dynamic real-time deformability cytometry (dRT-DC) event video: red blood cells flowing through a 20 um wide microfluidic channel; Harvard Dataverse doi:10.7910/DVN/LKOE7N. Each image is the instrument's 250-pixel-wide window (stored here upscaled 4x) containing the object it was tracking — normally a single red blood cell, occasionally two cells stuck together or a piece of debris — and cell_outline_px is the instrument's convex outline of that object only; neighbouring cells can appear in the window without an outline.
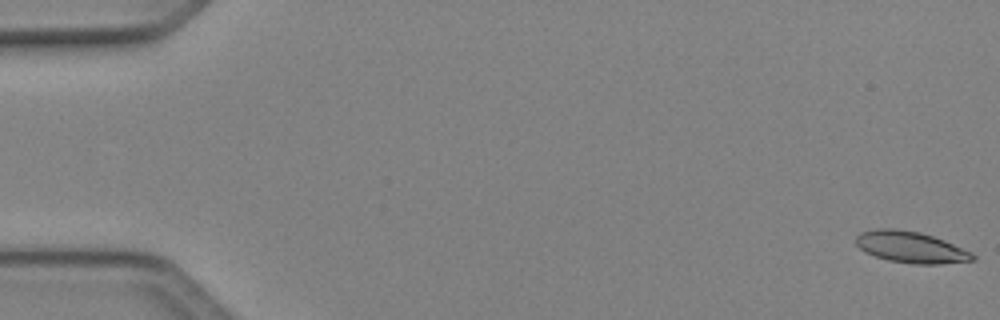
{"species": "Egyptian fruit bat (a non-hibernating species)", "species_latin": "Rousettus aegyptiacus", "temperature_condition": "cold", "stored_images_in_passage": 51, "camera_frame_rate_fps": 3000, "um_per_image_px": 0.085, "animal": {"sex": "female"}, "frame": {"image": 1, "passage_image": 1, "time_ms": 0.0, "image_size_px": [1000, 320], "cell_outline_px": [[976, 260], [940, 264], [912, 264], [888, 260], [864, 252], [856, 244], [856, 236], [860, 232], [876, 228], [896, 228], [920, 232], [944, 240], [972, 252], [976, 256]], "centroid_in_image_um": [77.42, 21.0], "position_along_channel_um": 7.6, "area_um2": 21.5}}
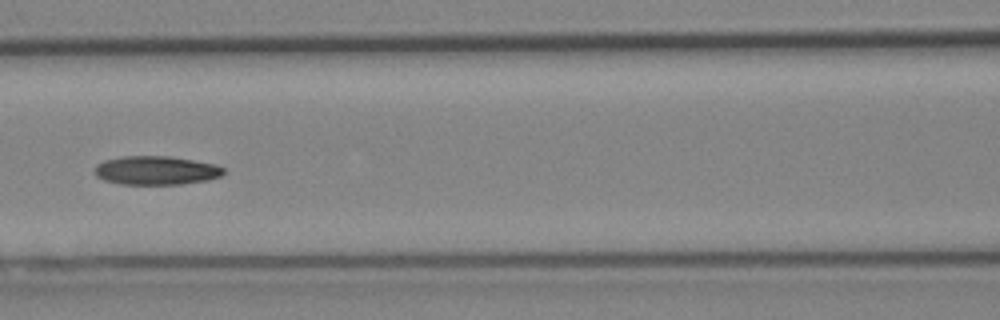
{"frame": {"image": 2, "passage_image": 23, "time_ms": 7.333, "image_size_px": [1000, 320], "cell_outline_px": [[224, 172], [220, 176], [208, 180], [180, 184], [120, 184], [104, 180], [96, 176], [92, 172], [96, 164], [104, 160], [120, 156], [168, 156], [216, 164], [224, 168]], "centroid_in_image_um": [13.22, 14.48], "position_along_channel_um": 153.4, "area_um2": 21.73}}
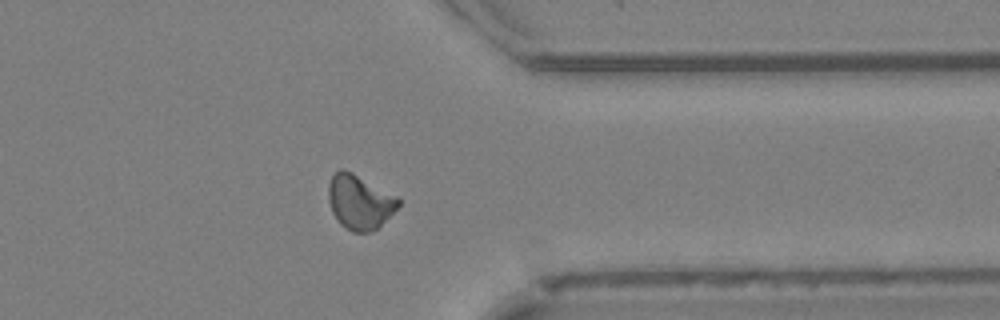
{"frame": {"image": 3, "passage_image": 40, "time_ms": 13.0, "image_size_px": [1000, 320], "cell_outline_px": [[400, 204], [376, 228], [368, 232], [352, 232], [340, 224], [332, 212], [328, 200], [328, 184], [332, 176], [340, 168], [344, 168], [352, 172], [396, 196], [400, 200]], "centroid_in_image_um": [30.52, 17.15], "position_along_channel_um": 380.9, "area_um2": 21.85}, "authors_computed_cell_mechanics": {"area_um2": 21.097, "velocity_mm_per_s": 4.1272, "shape_relaxation_time_tau1_ms": null, "shape_relaxation_time_tau2_ms": 10.292, "deformation_change_tau1": null, "deformation_change_tau2": 0.1902}}